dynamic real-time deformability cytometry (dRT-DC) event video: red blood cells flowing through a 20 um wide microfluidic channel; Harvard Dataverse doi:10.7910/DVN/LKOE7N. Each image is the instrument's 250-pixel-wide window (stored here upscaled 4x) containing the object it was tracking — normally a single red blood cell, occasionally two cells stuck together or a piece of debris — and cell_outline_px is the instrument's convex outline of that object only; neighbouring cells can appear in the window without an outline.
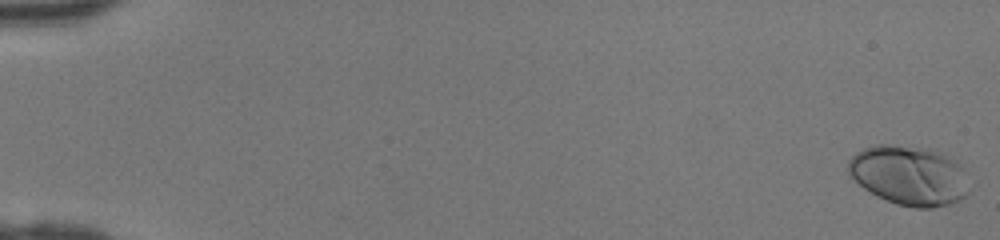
{"species": "human", "species_latin": "Homo sapiens", "temperature_condition": "room temperature", "stored_images_in_passage": 47, "camera_frame_rate_fps": 3000, "um_per_image_px": 0.085, "donor": {"sex": "female"}, "frame": {"image": 1, "passage_image": 1, "time_ms": 0.0, "image_size_px": [1000, 240], "cell_outline_px": [[968, 192], [960, 200], [948, 204], [932, 208], [912, 208], [896, 204], [876, 196], [864, 188], [848, 176], [848, 160], [856, 152], [864, 148], [876, 144], [884, 144], [936, 148], [956, 160], [964, 168]], "centroid_in_image_um": [77.27, 14.89], "position_along_channel_um": 7.7, "area_um2": 42.66}}
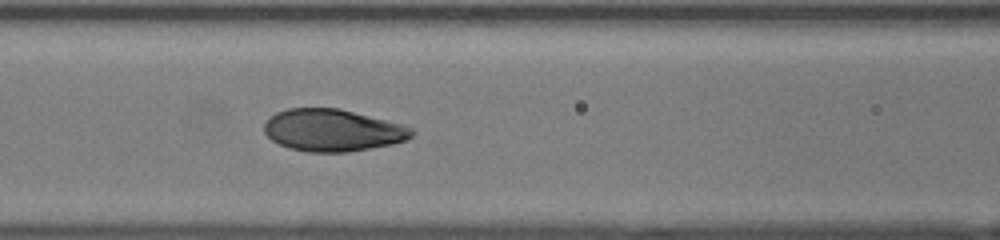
{"frame": {"image": 2, "passage_image": 22, "time_ms": 7.0, "image_size_px": [1000, 240], "cell_outline_px": [[416, 132], [408, 140], [392, 144], [348, 152], [308, 152], [288, 148], [272, 140], [264, 132], [264, 124], [276, 112], [288, 108], [340, 108], [400, 124], [412, 128]], "centroid_in_image_um": [28.28, 11.08], "position_along_channel_um": 138.3, "area_um2": 36.13}}
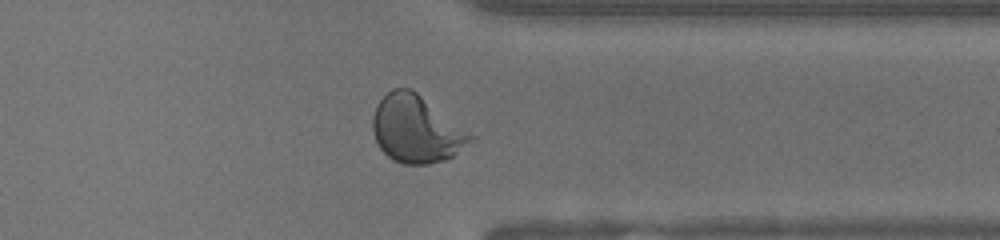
{"frame": {"image": 3, "passage_image": 38, "time_ms": 12.333, "image_size_px": [1000, 240], "cell_outline_px": [[476, 136], [452, 156], [444, 160], [428, 164], [404, 164], [392, 160], [380, 148], [376, 140], [372, 128], [372, 116], [376, 104], [392, 88], [412, 88]], "centroid_in_image_um": [35.37, 10.96], "position_along_channel_um": 376.0, "area_um2": 38.26}}